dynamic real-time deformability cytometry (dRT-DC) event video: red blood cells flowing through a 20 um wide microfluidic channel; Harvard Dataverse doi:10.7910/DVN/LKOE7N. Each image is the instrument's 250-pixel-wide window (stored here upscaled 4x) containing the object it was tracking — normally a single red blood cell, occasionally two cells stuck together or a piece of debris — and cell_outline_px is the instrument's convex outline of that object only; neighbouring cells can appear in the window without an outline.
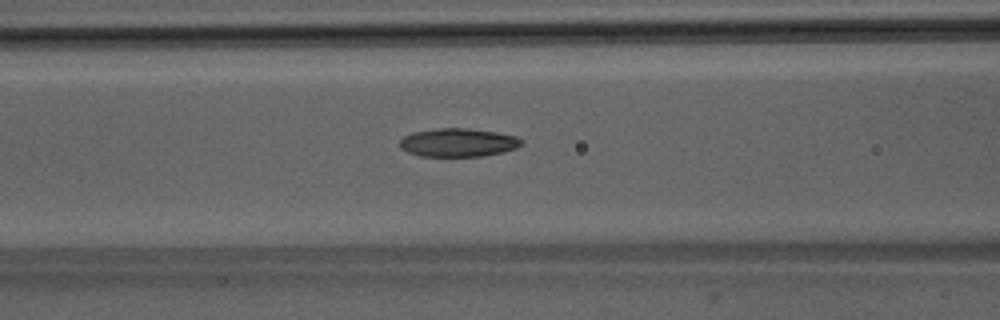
{"species": "Egyptian fruit bat (a non-hibernating species)", "species_latin": "Rousettus aegyptiacus", "temperature_condition": "room temperature", "stored_images_in_passage": 38, "camera_frame_rate_fps": 3000, "um_per_image_px": 0.085, "animal": {"sex": "male"}, "frame": {"image": 1, "passage_image": 11, "time_ms": 3.333, "image_size_px": [1000, 320], "cell_outline_px": [[524, 144], [516, 148], [504, 152], [484, 156], [420, 156], [408, 152], [400, 148], [400, 140], [404, 136], [412, 132], [436, 128], [468, 128], [496, 132], [516, 136], [524, 140]], "centroid_in_image_um": [38.97, 12.11], "position_along_channel_um": 127.6, "area_um2": 20.35}}
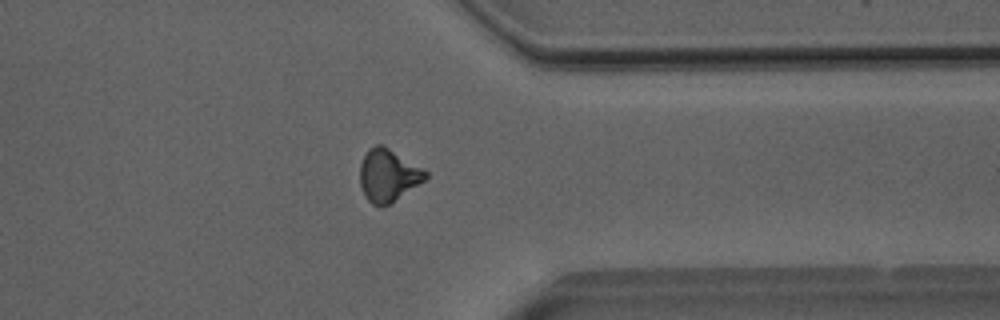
{"frame": {"image": 2, "passage_image": 30, "time_ms": 9.667, "image_size_px": [1000, 320], "cell_outline_px": [[428, 176], [424, 180], [388, 204], [372, 204], [368, 200], [360, 184], [360, 164], [368, 148], [376, 144], [384, 144], [428, 172]], "centroid_in_image_um": [32.97, 14.84], "position_along_channel_um": 378.4, "area_um2": 19.59}}
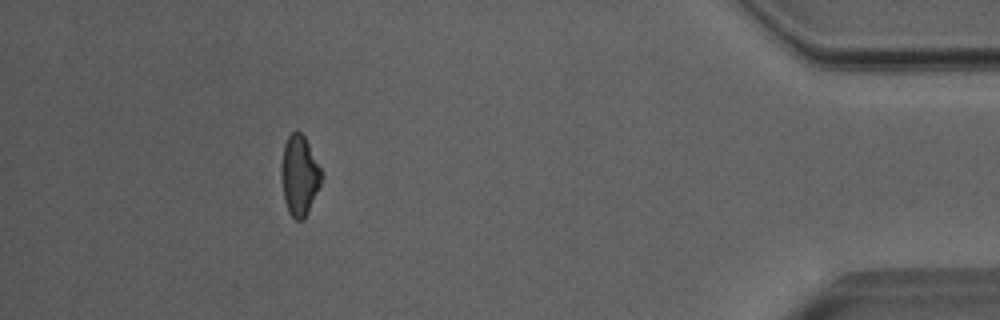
{"frame": {"image": 3, "passage_image": 36, "time_ms": 11.667, "image_size_px": [1000, 320], "cell_outline_px": [[324, 176], [308, 212], [304, 220], [296, 220], [288, 212], [284, 200], [280, 176], [280, 168], [284, 144], [288, 136], [296, 128], [304, 136], [324, 172]], "centroid_in_image_um": [25.45, 14.9], "position_along_channel_um": 409.7, "area_um2": 19.19}}